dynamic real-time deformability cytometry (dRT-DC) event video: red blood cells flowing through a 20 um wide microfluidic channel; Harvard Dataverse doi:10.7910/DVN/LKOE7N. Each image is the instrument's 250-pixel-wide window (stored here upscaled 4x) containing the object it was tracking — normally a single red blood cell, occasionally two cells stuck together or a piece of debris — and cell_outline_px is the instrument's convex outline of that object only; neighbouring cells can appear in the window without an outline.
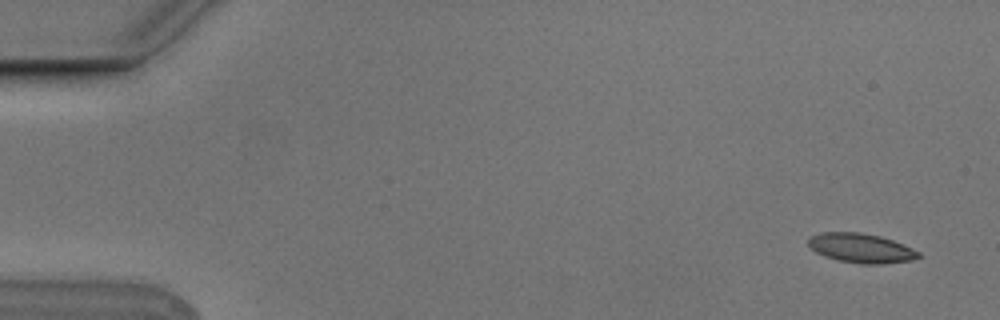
{"species": "Egyptian fruit bat (a non-hibernating species)", "species_latin": "Rousettus aegyptiacus", "temperature_condition": "cold", "stored_images_in_passage": 5, "segment_of_instrument_passage": [1, 2], "camera_frame_rate_fps": 3000, "um_per_image_px": 0.085, "animal": {"sex": "male"}, "frame": {"image": 1, "passage_image": 1, "time_ms": 0.0, "image_size_px": [1000, 320], "cell_outline_px": [[920, 256], [912, 260], [880, 264], [860, 264], [840, 260], [824, 256], [816, 252], [808, 244], [808, 236], [820, 232], [860, 232], [880, 236], [892, 240], [912, 248], [920, 252]], "centroid_in_image_um": [73.16, 21.08], "position_along_channel_um": 11.8, "area_um2": 18.84}}